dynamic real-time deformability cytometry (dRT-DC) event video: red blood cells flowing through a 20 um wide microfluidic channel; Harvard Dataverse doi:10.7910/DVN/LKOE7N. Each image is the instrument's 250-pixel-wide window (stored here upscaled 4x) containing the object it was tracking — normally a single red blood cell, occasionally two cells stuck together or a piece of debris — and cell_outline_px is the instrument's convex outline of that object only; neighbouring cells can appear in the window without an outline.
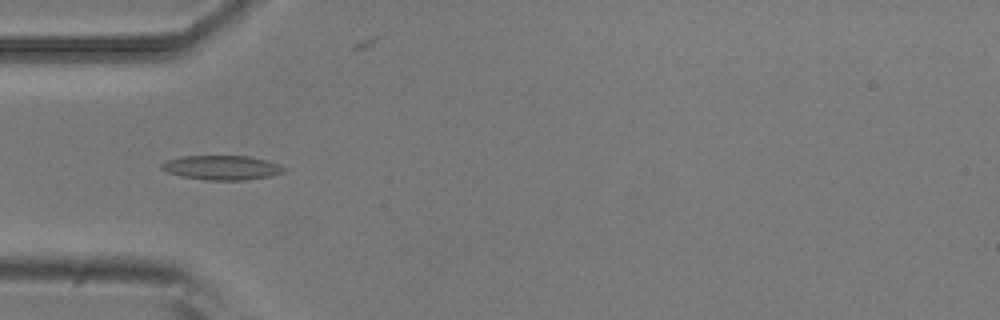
{"species": "common noctule bat (a hibernating species)", "species_latin": "Nyctalus noctula", "temperature_condition": "room temperature", "stored_images_in_passage": 7, "camera_frame_rate_fps": 3000, "um_per_image_px": 0.085, "animal": {"sex": "male", "body_mass_g": 20.5, "forearm_length_mm": 52.5}, "frame": {"image": 1, "passage_image": 5, "time_ms": 1.333, "image_size_px": [1000, 320], "cell_outline_px": [[288, 168], [284, 172], [268, 176], [244, 180], [208, 180], [180, 176], [168, 172], [160, 168], [160, 164], [168, 160], [180, 156], [248, 156], [268, 160], [280, 164]], "centroid_in_image_um": [18.87, 14.24], "position_along_channel_um": 66.1, "area_um2": 17.46}}
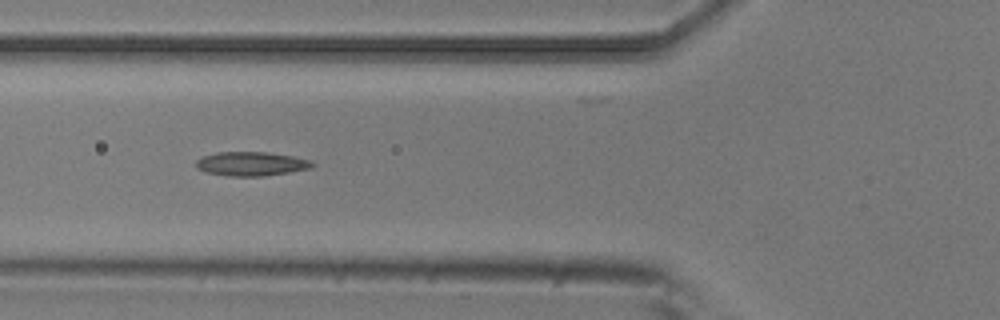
{"frame": {"image": 2, "passage_image": 6, "time_ms": 1.667, "image_size_px": [1000, 320], "cell_outline_px": [[316, 164], [312, 168], [264, 176], [228, 176], [204, 172], [196, 168], [196, 160], [204, 156], [216, 152], [268, 152], [292, 156], [312, 160]], "centroid_in_image_um": [21.36, 13.92], "position_along_channel_um": 104.4, "area_um2": 16.42}}
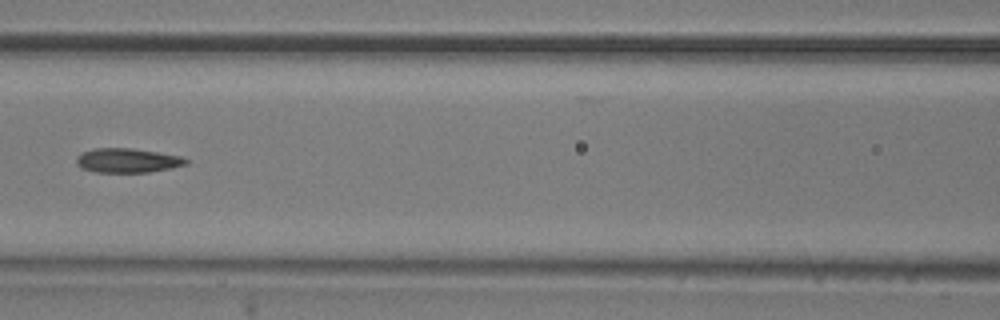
{"frame": {"image": 3, "passage_image": 7, "time_ms": 2.0, "image_size_px": [1000, 320], "cell_outline_px": [[188, 164], [172, 168], [148, 172], [96, 172], [80, 168], [76, 164], [76, 160], [84, 152], [96, 148], [132, 148], [180, 156], [188, 160]], "centroid_in_image_um": [10.85, 13.65], "position_along_channel_um": 155.8, "area_um2": 15.37}}